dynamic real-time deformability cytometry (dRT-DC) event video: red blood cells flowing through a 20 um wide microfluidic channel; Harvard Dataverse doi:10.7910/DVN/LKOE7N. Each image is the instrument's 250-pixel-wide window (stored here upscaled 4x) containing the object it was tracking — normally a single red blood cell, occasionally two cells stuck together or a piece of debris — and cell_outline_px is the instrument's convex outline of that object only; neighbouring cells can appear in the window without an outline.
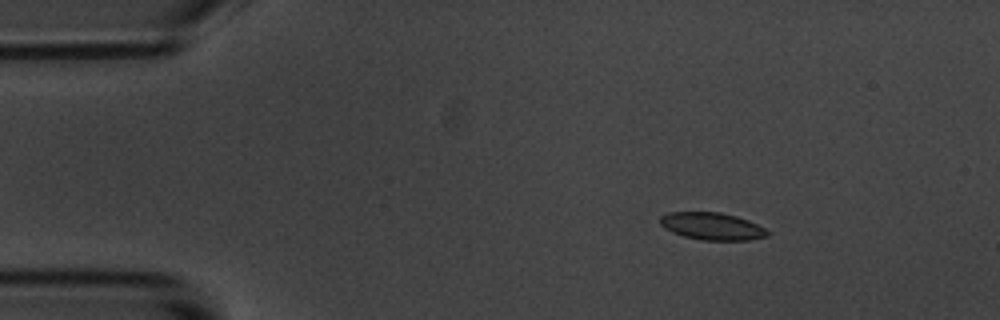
{"species": "common noctule bat (a hibernating species)", "species_latin": "Nyctalus noctula", "temperature_condition": "room temperature", "stored_images_in_passage": 48, "camera_frame_rate_fps": 3000, "um_per_image_px": 0.085, "animal": {"sex": "male", "body_mass_g": 20.1, "forearm_length_mm": 53.5}, "frame": {"image": 1, "passage_image": 1, "time_ms": 0.0, "image_size_px": [1000, 320], "cell_outline_px": [[768, 236], [752, 240], [700, 240], [684, 236], [672, 232], [664, 228], [660, 224], [660, 216], [668, 212], [720, 212], [736, 216], [748, 220], [764, 228], [768, 232]], "centroid_in_image_um": [60.5, 19.23], "position_along_channel_um": 24.5, "area_um2": 17.11}}
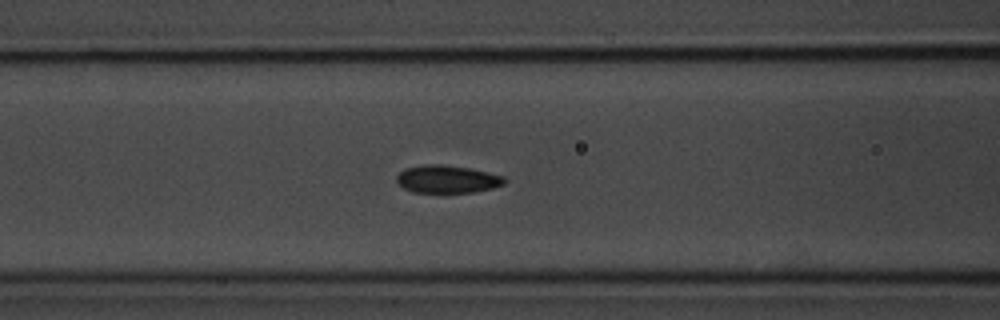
{"frame": {"image": 2, "passage_image": 15, "time_ms": 4.667, "image_size_px": [1000, 320], "cell_outline_px": [[508, 180], [504, 184], [492, 188], [472, 192], [412, 192], [404, 188], [396, 180], [396, 176], [404, 168], [428, 164], [440, 164], [468, 168], [488, 172], [504, 176]], "centroid_in_image_um": [38.02, 15.22], "position_along_channel_um": 128.6, "area_um2": 17.34}}
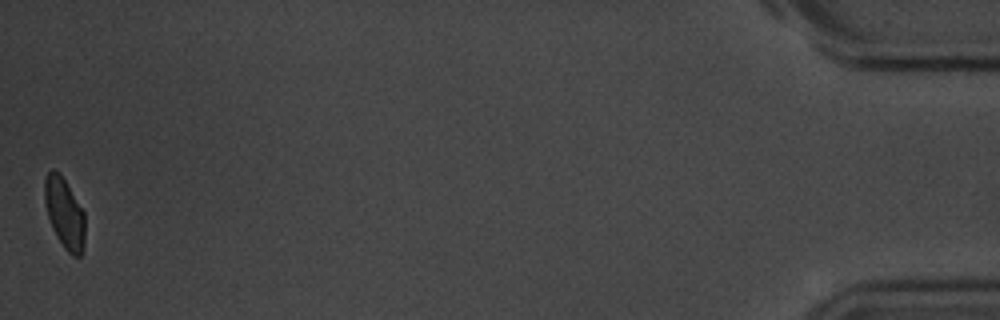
{"frame": {"image": 3, "passage_image": 48, "time_ms": 15.667, "image_size_px": [1000, 320], "cell_outline_px": [[84, 248], [80, 256], [72, 256], [64, 248], [56, 236], [52, 228], [48, 216], [44, 200], [44, 180], [48, 172], [52, 168], [60, 172], [84, 212]], "centroid_in_image_um": [5.47, 18.11], "position_along_channel_um": 429.7, "area_um2": 16.65}, "authors_computed_cell_mechanics": {"area_um2": 17.629, "velocity_mm_per_s": 3.6085, "shape_relaxation_time_tau1_ms": 2.8334, "shape_relaxation_time_tau2_ms": 1.9623, "deformation_change_tau1": 0.0817, "deformation_change_tau2": 0.0547}}